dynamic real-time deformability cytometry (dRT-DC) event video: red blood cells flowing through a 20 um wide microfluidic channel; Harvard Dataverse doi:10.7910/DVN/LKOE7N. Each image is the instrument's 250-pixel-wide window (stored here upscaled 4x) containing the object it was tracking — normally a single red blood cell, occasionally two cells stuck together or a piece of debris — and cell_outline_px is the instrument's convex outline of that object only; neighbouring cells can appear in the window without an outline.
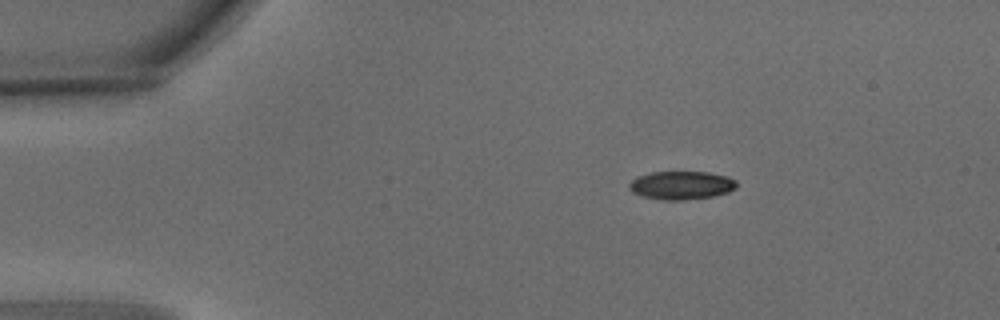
{"species": "common noctule bat (a hibernating species)", "species_latin": "Nyctalus noctula", "temperature_condition": "warm", "stored_images_in_passage": 3, "camera_frame_rate_fps": 3000, "um_per_image_px": 0.085, "animal": {"sex": "male", "body_mass_g": 15.6}, "frame": {"image": 1, "passage_image": 1, "time_ms": 0.0, "image_size_px": [1000, 320], "cell_outline_px": [[736, 188], [728, 192], [712, 196], [684, 200], [664, 200], [640, 196], [632, 192], [628, 188], [628, 184], [636, 176], [652, 172], [708, 172], [728, 176], [736, 180]], "centroid_in_image_um": [57.89, 15.74], "position_along_channel_um": 27.1, "area_um2": 17.86}}